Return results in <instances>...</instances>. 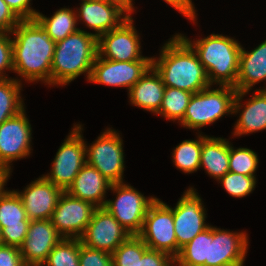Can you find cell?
Wrapping results in <instances>:
<instances>
[{"label": "cell", "mask_w": 266, "mask_h": 266, "mask_svg": "<svg viewBox=\"0 0 266 266\" xmlns=\"http://www.w3.org/2000/svg\"><path fill=\"white\" fill-rule=\"evenodd\" d=\"M13 71L26 81L51 85L56 43L35 20H21L12 30Z\"/></svg>", "instance_id": "obj_1"}, {"label": "cell", "mask_w": 266, "mask_h": 266, "mask_svg": "<svg viewBox=\"0 0 266 266\" xmlns=\"http://www.w3.org/2000/svg\"><path fill=\"white\" fill-rule=\"evenodd\" d=\"M152 66L166 87L197 93L211 85L197 53L179 34L164 44L158 58L152 57Z\"/></svg>", "instance_id": "obj_2"}, {"label": "cell", "mask_w": 266, "mask_h": 266, "mask_svg": "<svg viewBox=\"0 0 266 266\" xmlns=\"http://www.w3.org/2000/svg\"><path fill=\"white\" fill-rule=\"evenodd\" d=\"M98 54L97 38L82 29L56 42L51 65V85H66L81 74L89 81Z\"/></svg>", "instance_id": "obj_3"}, {"label": "cell", "mask_w": 266, "mask_h": 266, "mask_svg": "<svg viewBox=\"0 0 266 266\" xmlns=\"http://www.w3.org/2000/svg\"><path fill=\"white\" fill-rule=\"evenodd\" d=\"M179 35L197 53L211 85H236L242 47L237 40L225 35L211 34L192 41L185 35Z\"/></svg>", "instance_id": "obj_4"}, {"label": "cell", "mask_w": 266, "mask_h": 266, "mask_svg": "<svg viewBox=\"0 0 266 266\" xmlns=\"http://www.w3.org/2000/svg\"><path fill=\"white\" fill-rule=\"evenodd\" d=\"M212 85L193 93L180 124L188 129H200L212 124L224 115L240 113L243 96L248 91H236L232 86L219 85L212 89ZM243 105V106H242Z\"/></svg>", "instance_id": "obj_5"}, {"label": "cell", "mask_w": 266, "mask_h": 266, "mask_svg": "<svg viewBox=\"0 0 266 266\" xmlns=\"http://www.w3.org/2000/svg\"><path fill=\"white\" fill-rule=\"evenodd\" d=\"M82 125L76 124L58 149L49 174L43 175L63 192L71 186L80 169L86 164V142Z\"/></svg>", "instance_id": "obj_6"}, {"label": "cell", "mask_w": 266, "mask_h": 266, "mask_svg": "<svg viewBox=\"0 0 266 266\" xmlns=\"http://www.w3.org/2000/svg\"><path fill=\"white\" fill-rule=\"evenodd\" d=\"M110 190L116 193L115 200H106L104 208L129 232L138 235L143 227V222L150 205L156 197H145L133 186L114 183Z\"/></svg>", "instance_id": "obj_7"}, {"label": "cell", "mask_w": 266, "mask_h": 266, "mask_svg": "<svg viewBox=\"0 0 266 266\" xmlns=\"http://www.w3.org/2000/svg\"><path fill=\"white\" fill-rule=\"evenodd\" d=\"M123 140L114 129L108 128L98 139L87 146L86 163L96 168L112 184L123 182Z\"/></svg>", "instance_id": "obj_8"}, {"label": "cell", "mask_w": 266, "mask_h": 266, "mask_svg": "<svg viewBox=\"0 0 266 266\" xmlns=\"http://www.w3.org/2000/svg\"><path fill=\"white\" fill-rule=\"evenodd\" d=\"M138 236L152 250L177 257V239L174 232L172 209L158 198L150 205Z\"/></svg>", "instance_id": "obj_9"}, {"label": "cell", "mask_w": 266, "mask_h": 266, "mask_svg": "<svg viewBox=\"0 0 266 266\" xmlns=\"http://www.w3.org/2000/svg\"><path fill=\"white\" fill-rule=\"evenodd\" d=\"M169 207L173 211L178 256L183 246L210 225L205 223L206 210L202 203V199L192 187L184 192L174 208L171 206Z\"/></svg>", "instance_id": "obj_10"}, {"label": "cell", "mask_w": 266, "mask_h": 266, "mask_svg": "<svg viewBox=\"0 0 266 266\" xmlns=\"http://www.w3.org/2000/svg\"><path fill=\"white\" fill-rule=\"evenodd\" d=\"M32 128L25 108L0 124V167L12 170L14 160L31 154Z\"/></svg>", "instance_id": "obj_11"}, {"label": "cell", "mask_w": 266, "mask_h": 266, "mask_svg": "<svg viewBox=\"0 0 266 266\" xmlns=\"http://www.w3.org/2000/svg\"><path fill=\"white\" fill-rule=\"evenodd\" d=\"M140 36L130 16L117 28L102 34L97 39L98 55L113 61L152 60L141 54Z\"/></svg>", "instance_id": "obj_12"}, {"label": "cell", "mask_w": 266, "mask_h": 266, "mask_svg": "<svg viewBox=\"0 0 266 266\" xmlns=\"http://www.w3.org/2000/svg\"><path fill=\"white\" fill-rule=\"evenodd\" d=\"M131 235L104 207H98L80 237L81 244L112 254Z\"/></svg>", "instance_id": "obj_13"}, {"label": "cell", "mask_w": 266, "mask_h": 266, "mask_svg": "<svg viewBox=\"0 0 266 266\" xmlns=\"http://www.w3.org/2000/svg\"><path fill=\"white\" fill-rule=\"evenodd\" d=\"M246 232L209 226L208 260L203 266H243L248 250Z\"/></svg>", "instance_id": "obj_14"}, {"label": "cell", "mask_w": 266, "mask_h": 266, "mask_svg": "<svg viewBox=\"0 0 266 266\" xmlns=\"http://www.w3.org/2000/svg\"><path fill=\"white\" fill-rule=\"evenodd\" d=\"M96 208L87 201L63 192L50 220L63 238H80L92 219Z\"/></svg>", "instance_id": "obj_15"}, {"label": "cell", "mask_w": 266, "mask_h": 266, "mask_svg": "<svg viewBox=\"0 0 266 266\" xmlns=\"http://www.w3.org/2000/svg\"><path fill=\"white\" fill-rule=\"evenodd\" d=\"M152 60L113 61L98 54L92 66L89 82L129 89L151 68Z\"/></svg>", "instance_id": "obj_16"}, {"label": "cell", "mask_w": 266, "mask_h": 266, "mask_svg": "<svg viewBox=\"0 0 266 266\" xmlns=\"http://www.w3.org/2000/svg\"><path fill=\"white\" fill-rule=\"evenodd\" d=\"M131 14L127 7L116 0L82 1L80 8L76 10L77 19L93 29L97 39L120 26Z\"/></svg>", "instance_id": "obj_17"}, {"label": "cell", "mask_w": 266, "mask_h": 266, "mask_svg": "<svg viewBox=\"0 0 266 266\" xmlns=\"http://www.w3.org/2000/svg\"><path fill=\"white\" fill-rule=\"evenodd\" d=\"M30 220L15 190L0 196V225L4 245L20 247L26 238Z\"/></svg>", "instance_id": "obj_18"}, {"label": "cell", "mask_w": 266, "mask_h": 266, "mask_svg": "<svg viewBox=\"0 0 266 266\" xmlns=\"http://www.w3.org/2000/svg\"><path fill=\"white\" fill-rule=\"evenodd\" d=\"M63 237L50 219L31 220L25 240L19 247L25 265H42Z\"/></svg>", "instance_id": "obj_19"}, {"label": "cell", "mask_w": 266, "mask_h": 266, "mask_svg": "<svg viewBox=\"0 0 266 266\" xmlns=\"http://www.w3.org/2000/svg\"><path fill=\"white\" fill-rule=\"evenodd\" d=\"M16 193L22 200L27 218L31 221L51 219L63 191L42 175L26 186L23 192Z\"/></svg>", "instance_id": "obj_20"}, {"label": "cell", "mask_w": 266, "mask_h": 266, "mask_svg": "<svg viewBox=\"0 0 266 266\" xmlns=\"http://www.w3.org/2000/svg\"><path fill=\"white\" fill-rule=\"evenodd\" d=\"M111 185L112 183L96 168L86 163L66 192L70 196L87 201L98 208L104 207L106 191L110 190Z\"/></svg>", "instance_id": "obj_21"}, {"label": "cell", "mask_w": 266, "mask_h": 266, "mask_svg": "<svg viewBox=\"0 0 266 266\" xmlns=\"http://www.w3.org/2000/svg\"><path fill=\"white\" fill-rule=\"evenodd\" d=\"M165 87L160 74L151 66L139 81L129 89L130 102L134 106L158 114Z\"/></svg>", "instance_id": "obj_22"}, {"label": "cell", "mask_w": 266, "mask_h": 266, "mask_svg": "<svg viewBox=\"0 0 266 266\" xmlns=\"http://www.w3.org/2000/svg\"><path fill=\"white\" fill-rule=\"evenodd\" d=\"M266 80V40L251 51L241 47L239 71L234 88L236 91H250L253 85Z\"/></svg>", "instance_id": "obj_23"}, {"label": "cell", "mask_w": 266, "mask_h": 266, "mask_svg": "<svg viewBox=\"0 0 266 266\" xmlns=\"http://www.w3.org/2000/svg\"><path fill=\"white\" fill-rule=\"evenodd\" d=\"M230 143L220 137L202 135L200 168L217 181L229 172Z\"/></svg>", "instance_id": "obj_24"}, {"label": "cell", "mask_w": 266, "mask_h": 266, "mask_svg": "<svg viewBox=\"0 0 266 266\" xmlns=\"http://www.w3.org/2000/svg\"><path fill=\"white\" fill-rule=\"evenodd\" d=\"M246 102L237 120L233 136L255 133L266 129V88L257 89Z\"/></svg>", "instance_id": "obj_25"}, {"label": "cell", "mask_w": 266, "mask_h": 266, "mask_svg": "<svg viewBox=\"0 0 266 266\" xmlns=\"http://www.w3.org/2000/svg\"><path fill=\"white\" fill-rule=\"evenodd\" d=\"M75 11L69 8H61L54 12L50 18L38 12L35 20L56 43L80 29L76 27L78 19Z\"/></svg>", "instance_id": "obj_26"}, {"label": "cell", "mask_w": 266, "mask_h": 266, "mask_svg": "<svg viewBox=\"0 0 266 266\" xmlns=\"http://www.w3.org/2000/svg\"><path fill=\"white\" fill-rule=\"evenodd\" d=\"M20 79H0V124L24 109Z\"/></svg>", "instance_id": "obj_27"}, {"label": "cell", "mask_w": 266, "mask_h": 266, "mask_svg": "<svg viewBox=\"0 0 266 266\" xmlns=\"http://www.w3.org/2000/svg\"><path fill=\"white\" fill-rule=\"evenodd\" d=\"M202 135L196 140H184L173 150L172 158L177 169L184 173H193L200 169Z\"/></svg>", "instance_id": "obj_28"}, {"label": "cell", "mask_w": 266, "mask_h": 266, "mask_svg": "<svg viewBox=\"0 0 266 266\" xmlns=\"http://www.w3.org/2000/svg\"><path fill=\"white\" fill-rule=\"evenodd\" d=\"M209 227L183 246L175 258L178 266H203L208 260Z\"/></svg>", "instance_id": "obj_29"}, {"label": "cell", "mask_w": 266, "mask_h": 266, "mask_svg": "<svg viewBox=\"0 0 266 266\" xmlns=\"http://www.w3.org/2000/svg\"><path fill=\"white\" fill-rule=\"evenodd\" d=\"M193 93L178 88L165 87L163 100L158 115L168 120H183L187 106Z\"/></svg>", "instance_id": "obj_30"}, {"label": "cell", "mask_w": 266, "mask_h": 266, "mask_svg": "<svg viewBox=\"0 0 266 266\" xmlns=\"http://www.w3.org/2000/svg\"><path fill=\"white\" fill-rule=\"evenodd\" d=\"M149 248L138 235H131L113 253L114 266H141L142 255Z\"/></svg>", "instance_id": "obj_31"}, {"label": "cell", "mask_w": 266, "mask_h": 266, "mask_svg": "<svg viewBox=\"0 0 266 266\" xmlns=\"http://www.w3.org/2000/svg\"><path fill=\"white\" fill-rule=\"evenodd\" d=\"M41 266H79V238H62Z\"/></svg>", "instance_id": "obj_32"}, {"label": "cell", "mask_w": 266, "mask_h": 266, "mask_svg": "<svg viewBox=\"0 0 266 266\" xmlns=\"http://www.w3.org/2000/svg\"><path fill=\"white\" fill-rule=\"evenodd\" d=\"M258 155L249 148L234 149L230 144L229 171L247 176H255L258 168Z\"/></svg>", "instance_id": "obj_33"}, {"label": "cell", "mask_w": 266, "mask_h": 266, "mask_svg": "<svg viewBox=\"0 0 266 266\" xmlns=\"http://www.w3.org/2000/svg\"><path fill=\"white\" fill-rule=\"evenodd\" d=\"M226 192L232 197L243 198L252 193L256 185L255 176H247L234 172H227L219 180Z\"/></svg>", "instance_id": "obj_34"}, {"label": "cell", "mask_w": 266, "mask_h": 266, "mask_svg": "<svg viewBox=\"0 0 266 266\" xmlns=\"http://www.w3.org/2000/svg\"><path fill=\"white\" fill-rule=\"evenodd\" d=\"M112 254L91 249L81 244L79 238V266H111Z\"/></svg>", "instance_id": "obj_35"}, {"label": "cell", "mask_w": 266, "mask_h": 266, "mask_svg": "<svg viewBox=\"0 0 266 266\" xmlns=\"http://www.w3.org/2000/svg\"><path fill=\"white\" fill-rule=\"evenodd\" d=\"M9 34L0 32V79L9 78L6 70L13 71L12 38Z\"/></svg>", "instance_id": "obj_36"}, {"label": "cell", "mask_w": 266, "mask_h": 266, "mask_svg": "<svg viewBox=\"0 0 266 266\" xmlns=\"http://www.w3.org/2000/svg\"><path fill=\"white\" fill-rule=\"evenodd\" d=\"M175 259L162 251L148 249L141 258V266H174Z\"/></svg>", "instance_id": "obj_37"}, {"label": "cell", "mask_w": 266, "mask_h": 266, "mask_svg": "<svg viewBox=\"0 0 266 266\" xmlns=\"http://www.w3.org/2000/svg\"><path fill=\"white\" fill-rule=\"evenodd\" d=\"M22 255L18 247L0 245V266H24Z\"/></svg>", "instance_id": "obj_38"}, {"label": "cell", "mask_w": 266, "mask_h": 266, "mask_svg": "<svg viewBox=\"0 0 266 266\" xmlns=\"http://www.w3.org/2000/svg\"><path fill=\"white\" fill-rule=\"evenodd\" d=\"M21 20L4 0H0V32L11 33Z\"/></svg>", "instance_id": "obj_39"}, {"label": "cell", "mask_w": 266, "mask_h": 266, "mask_svg": "<svg viewBox=\"0 0 266 266\" xmlns=\"http://www.w3.org/2000/svg\"><path fill=\"white\" fill-rule=\"evenodd\" d=\"M20 20H33L38 13L30 7L31 0H4Z\"/></svg>", "instance_id": "obj_40"}, {"label": "cell", "mask_w": 266, "mask_h": 266, "mask_svg": "<svg viewBox=\"0 0 266 266\" xmlns=\"http://www.w3.org/2000/svg\"><path fill=\"white\" fill-rule=\"evenodd\" d=\"M167 4L178 10L180 14L191 21H196V11L192 0H164Z\"/></svg>", "instance_id": "obj_41"}, {"label": "cell", "mask_w": 266, "mask_h": 266, "mask_svg": "<svg viewBox=\"0 0 266 266\" xmlns=\"http://www.w3.org/2000/svg\"><path fill=\"white\" fill-rule=\"evenodd\" d=\"M11 172L12 171L0 167V196L6 191L4 186L7 183Z\"/></svg>", "instance_id": "obj_42"}, {"label": "cell", "mask_w": 266, "mask_h": 266, "mask_svg": "<svg viewBox=\"0 0 266 266\" xmlns=\"http://www.w3.org/2000/svg\"><path fill=\"white\" fill-rule=\"evenodd\" d=\"M118 2H121L125 7H127L131 12H133L134 9V4L132 3L133 0H116Z\"/></svg>", "instance_id": "obj_43"}, {"label": "cell", "mask_w": 266, "mask_h": 266, "mask_svg": "<svg viewBox=\"0 0 266 266\" xmlns=\"http://www.w3.org/2000/svg\"><path fill=\"white\" fill-rule=\"evenodd\" d=\"M3 244V239H2V228H1V225H0V245Z\"/></svg>", "instance_id": "obj_44"}, {"label": "cell", "mask_w": 266, "mask_h": 266, "mask_svg": "<svg viewBox=\"0 0 266 266\" xmlns=\"http://www.w3.org/2000/svg\"><path fill=\"white\" fill-rule=\"evenodd\" d=\"M24 266H40V265H24Z\"/></svg>", "instance_id": "obj_45"}]
</instances>
